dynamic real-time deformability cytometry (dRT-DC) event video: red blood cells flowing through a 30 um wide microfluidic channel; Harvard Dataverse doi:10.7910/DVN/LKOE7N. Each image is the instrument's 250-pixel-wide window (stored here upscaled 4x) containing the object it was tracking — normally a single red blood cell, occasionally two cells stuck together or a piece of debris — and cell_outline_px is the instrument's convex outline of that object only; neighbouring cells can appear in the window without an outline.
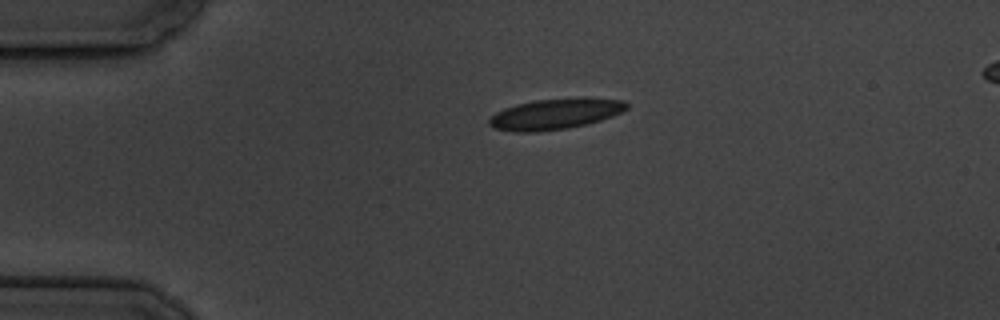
{"species": "common noctule bat (a hibernating species)", "species_latin": "Nyctalus noctula", "temperature_condition": "cold", "stored_images_in_passage": 3, "segment_of_instrument_passage": [1, 2], "camera_frame_rate_fps": 3000, "um_per_image_px": 0.085, "animal": {"sex": "male", "body_mass_g": 19.5, "forearm_length_mm": 54.6}, "frame": {"image": 1, "passage_image": 1, "time_ms": 0.0, "image_size_px": [1000, 320], "cell_outline_px": [[628, 108], [612, 116], [588, 124], [568, 128], [536, 132], [516, 132], [492, 128], [488, 124], [488, 120], [496, 112], [504, 108], [516, 104], [536, 100], [580, 96], [624, 100], [628, 104]], "centroid_in_image_um": [47.21, 9.67], "position_along_channel_um": 37.8, "area_um2": 25.03}}